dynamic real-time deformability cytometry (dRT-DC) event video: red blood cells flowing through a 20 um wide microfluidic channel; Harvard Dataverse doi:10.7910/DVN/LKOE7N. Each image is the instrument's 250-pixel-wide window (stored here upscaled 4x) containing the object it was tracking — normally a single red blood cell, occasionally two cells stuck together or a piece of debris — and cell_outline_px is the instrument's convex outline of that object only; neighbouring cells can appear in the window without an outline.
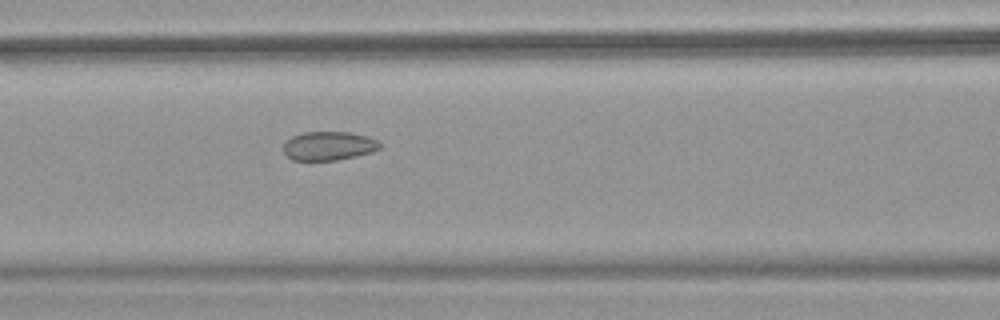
{"species": "common noctule bat (a hibernating species)", "species_latin": "Nyctalus noctula", "temperature_condition": "warm", "stored_images_in_passage": 51, "camera_frame_rate_fps": 3000, "um_per_image_px": 0.085, "animal": {"sex": "female", "body_mass_g": 18.4}, "frame": {"image": 1, "passage_image": 22, "time_ms": 7.0, "image_size_px": [1000, 320], "cell_outline_px": [[380, 148], [372, 152], [356, 156], [336, 160], [292, 160], [284, 152], [284, 144], [292, 136], [304, 132], [348, 132], [368, 136], [376, 140], [380, 144]], "centroid_in_image_um": [27.95, 12.4], "position_along_channel_um": 138.7, "area_um2": 16.07}, "authors_computed_cell_mechanics": {"area_um2": 18.9006, "velocity_mm_per_s": 3.995, "shape_relaxation_time_tau1_ms": null, "shape_relaxation_time_tau2_ms": 1.2202, "deformation_change_tau1": null, "deformation_change_tau2": 0.057}}